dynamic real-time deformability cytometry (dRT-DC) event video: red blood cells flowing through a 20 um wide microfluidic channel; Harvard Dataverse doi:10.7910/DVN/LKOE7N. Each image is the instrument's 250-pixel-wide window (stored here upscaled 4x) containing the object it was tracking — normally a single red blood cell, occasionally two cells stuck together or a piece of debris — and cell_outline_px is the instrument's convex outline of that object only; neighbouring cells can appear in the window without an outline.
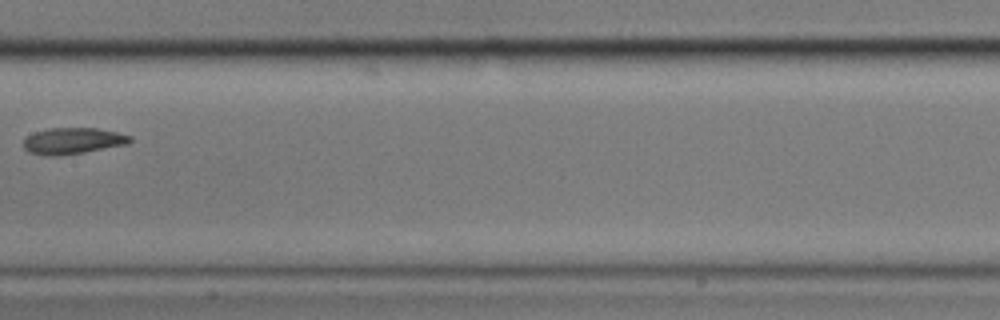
{"species": "common noctule bat (a hibernating species)", "species_latin": "Nyctalus noctula", "temperature_condition": "cold", "stored_images_in_passage": 8, "camera_frame_rate_fps": 3000, "um_per_image_px": 0.085, "animal": {"sex": "male", "body_mass_g": 17.9}, "frame": {"image": 1, "passage_image": 8, "time_ms": 2.333, "image_size_px": [1000, 320], "cell_outline_px": [[132, 140], [128, 144], [84, 152], [60, 156], [48, 156], [28, 152], [24, 148], [24, 140], [28, 136], [36, 132], [52, 128], [96, 128], [116, 132], [132, 136]], "centroid_in_image_um": [6.2, 11.98], "position_along_channel_um": 201.2, "area_um2": 16.24}}